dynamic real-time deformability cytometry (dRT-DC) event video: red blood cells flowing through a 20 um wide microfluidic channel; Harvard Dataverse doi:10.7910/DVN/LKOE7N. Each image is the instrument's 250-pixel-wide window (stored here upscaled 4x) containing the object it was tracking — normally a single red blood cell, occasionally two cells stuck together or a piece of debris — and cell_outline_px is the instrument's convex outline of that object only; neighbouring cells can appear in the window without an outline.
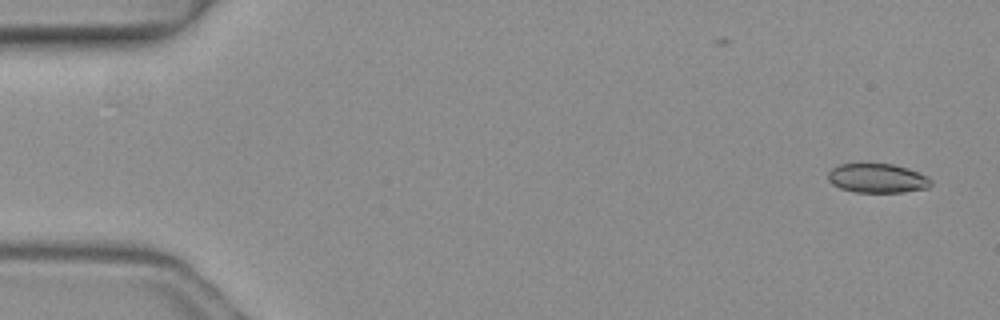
{"species": "common noctule bat (a hibernating species)", "species_latin": "Nyctalus noctula", "temperature_condition": "warm", "stored_images_in_passage": 2, "camera_frame_rate_fps": 3000, "um_per_image_px": 0.085, "animal": {"sex": "female", "body_mass_g": 19.3, "forearm_length_mm": 54.1}, "frame": {"image": 1, "passage_image": 2, "time_ms": 0.333, "image_size_px": [1000, 320], "cell_outline_px": [[932, 184], [928, 188], [904, 192], [856, 192], [840, 188], [832, 184], [828, 180], [828, 172], [836, 164], [860, 160], [868, 160], [892, 164], [908, 168], [928, 176], [932, 180]], "centroid_in_image_um": [74.53, 15.08], "position_along_channel_um": 10.5, "area_um2": 18.55}}